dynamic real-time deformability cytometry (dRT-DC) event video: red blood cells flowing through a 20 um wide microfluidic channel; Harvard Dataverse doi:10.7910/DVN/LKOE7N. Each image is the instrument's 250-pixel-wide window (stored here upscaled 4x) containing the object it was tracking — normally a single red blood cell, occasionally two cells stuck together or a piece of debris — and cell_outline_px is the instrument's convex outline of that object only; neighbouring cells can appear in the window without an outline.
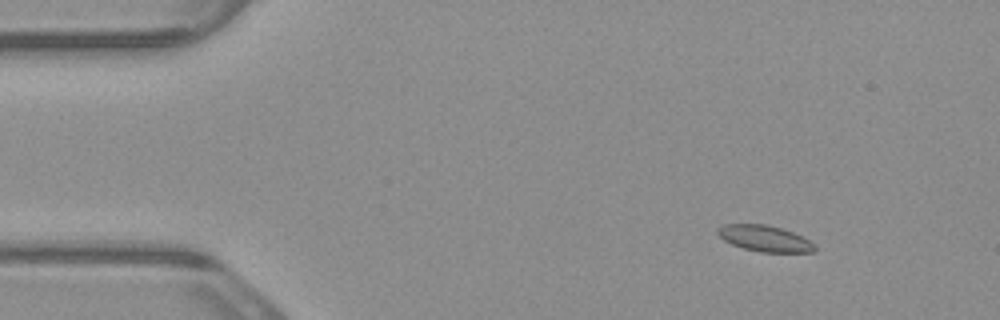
{"species": "common noctule bat (a hibernating species)", "species_latin": "Nyctalus noctula", "temperature_condition": "warm", "stored_images_in_passage": 7, "camera_frame_rate_fps": 3000, "um_per_image_px": 0.085, "animal": {"sex": "male", "body_mass_g": 23.1, "forearm_length_mm": 52.7}, "frame": {"image": 1, "passage_image": 2, "time_ms": 0.333, "image_size_px": [1000, 320], "cell_outline_px": [[816, 248], [812, 252], [760, 252], [744, 248], [732, 244], [724, 240], [716, 232], [716, 228], [724, 224], [768, 224], [792, 232], [816, 244]], "centroid_in_image_um": [64.98, 20.26], "position_along_channel_um": 20.0, "area_um2": 14.68}}
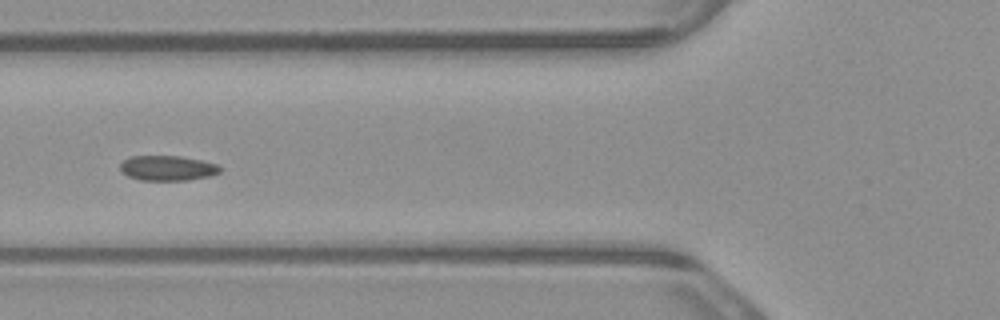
{"frame": {"image": 2, "passage_image": 6, "time_ms": 1.667, "image_size_px": [1000, 320], "cell_outline_px": [[220, 172], [208, 176], [188, 180], [140, 180], [128, 176], [120, 168], [120, 164], [124, 160], [132, 156], [180, 156], [200, 160], [216, 164], [220, 168]], "centroid_in_image_um": [14.22, 14.29], "position_along_channel_um": 111.6, "area_um2": 14.33}}
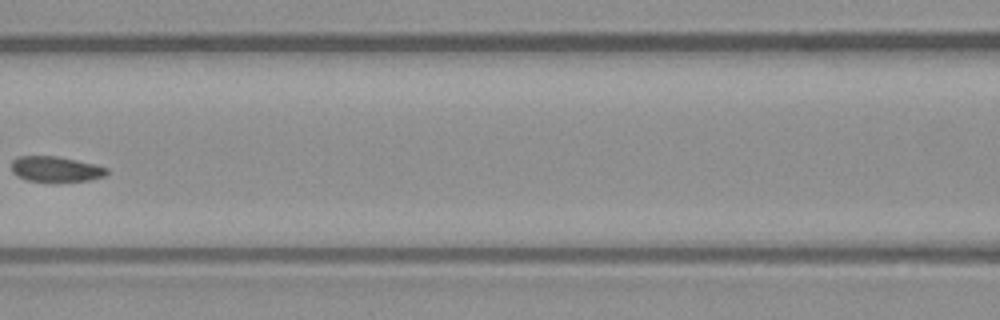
{"frame": {"image": 3, "passage_image": 7, "time_ms": 2.0, "image_size_px": [1000, 320], "cell_outline_px": [[108, 172], [104, 176], [88, 180], [56, 184], [28, 180], [16, 176], [12, 172], [12, 160], [16, 156], [56, 156], [96, 164], [108, 168]], "centroid_in_image_um": [4.73, 14.4], "position_along_channel_um": 161.9, "area_um2": 14.68}}